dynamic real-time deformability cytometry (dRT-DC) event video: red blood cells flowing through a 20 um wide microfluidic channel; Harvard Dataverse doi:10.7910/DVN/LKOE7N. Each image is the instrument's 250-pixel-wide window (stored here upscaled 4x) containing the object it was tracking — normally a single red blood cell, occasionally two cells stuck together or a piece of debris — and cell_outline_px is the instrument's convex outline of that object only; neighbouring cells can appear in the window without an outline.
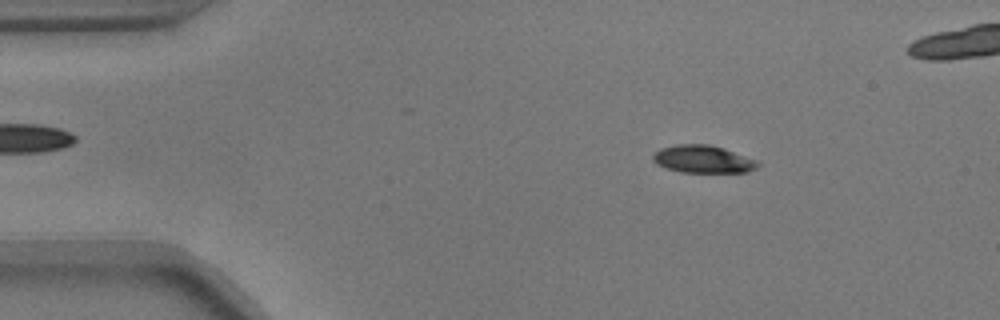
{"species": "common noctule bat (a hibernating species)", "species_latin": "Nyctalus noctula", "temperature_condition": "warm", "stored_images_in_passage": 55, "camera_frame_rate_fps": 3000, "um_per_image_px": 0.085, "animal": {"sex": "male", "body_mass_g": 17.9}, "frame": {"image": 1, "passage_image": 8, "time_ms": 2.333, "image_size_px": [1000, 320], "cell_outline_px": [[760, 164], [756, 168], [748, 172], [680, 172], [664, 168], [656, 164], [652, 160], [652, 156], [660, 148], [676, 144], [708, 144], [724, 148], [756, 160]], "centroid_in_image_um": [59.72, 13.53], "position_along_channel_um": 25.3, "area_um2": 16.94}}
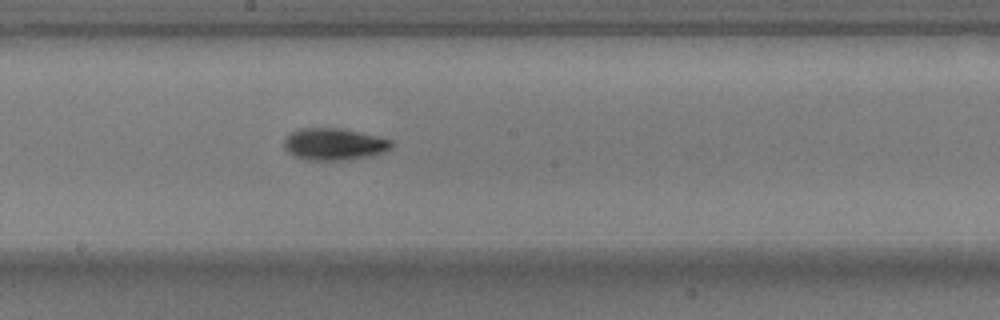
{"frame": {"image": 2, "passage_image": 29, "time_ms": 9.333, "image_size_px": [1000, 320], "cell_outline_px": [[396, 144], [392, 148], [384, 152], [372, 156], [348, 160], [304, 160], [292, 156], [284, 148], [284, 140], [292, 132], [300, 128], [340, 128], [376, 136], [392, 140]], "centroid_in_image_um": [28.42, 12.27], "position_along_channel_um": 219.8, "area_um2": 20.23}}
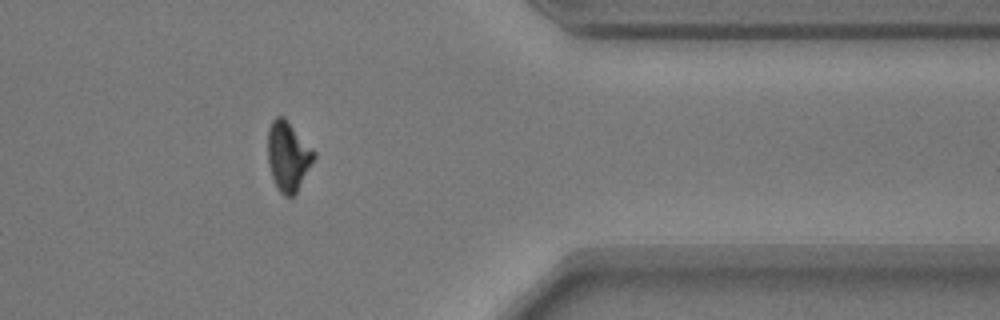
{"frame": {"image": 3, "passage_image": 44, "time_ms": 14.333, "image_size_px": [1000, 320], "cell_outline_px": [[316, 156], [296, 192], [292, 196], [284, 196], [276, 188], [268, 164], [268, 128], [272, 120], [276, 116], [284, 116], [316, 152]], "centroid_in_image_um": [24.48, 13.25], "position_along_channel_um": 386.9, "area_um2": 18.67}, "authors_computed_cell_mechanics": {"area_um2": 18.5538, "velocity_mm_per_s": 3.6983, "shape_relaxation_time_tau1_ms": 2.6474, "shape_relaxation_time_tau2_ms": 5.7659, "deformation_change_tau1": 0.1437, "deformation_change_tau2": 0.0744}}